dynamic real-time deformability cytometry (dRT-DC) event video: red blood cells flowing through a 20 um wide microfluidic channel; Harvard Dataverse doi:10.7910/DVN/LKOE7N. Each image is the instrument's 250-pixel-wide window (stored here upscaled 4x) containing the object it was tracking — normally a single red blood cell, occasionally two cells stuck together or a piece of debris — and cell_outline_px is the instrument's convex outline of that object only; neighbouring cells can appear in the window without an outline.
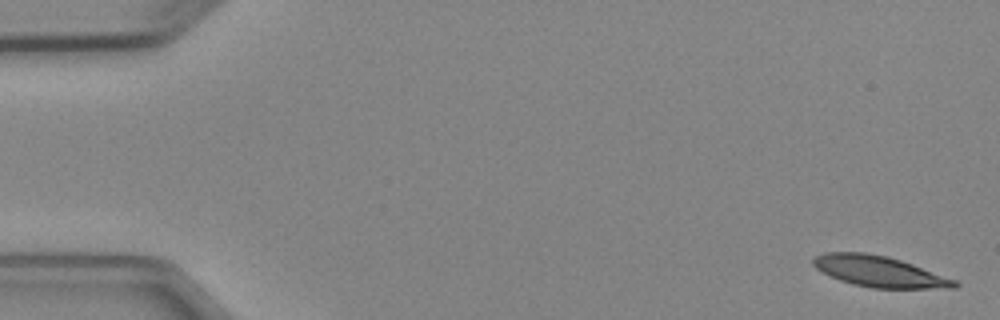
{"species": "Egyptian fruit bat (a non-hibernating species)", "species_latin": "Rousettus aegyptiacus", "temperature_condition": "cold", "stored_images_in_passage": 4, "camera_frame_rate_fps": 3000, "um_per_image_px": 0.085, "animal": {"sex": "female"}, "frame": {"image": 1, "passage_image": 1, "time_ms": 0.0, "image_size_px": [1000, 320], "cell_outline_px": [[960, 284], [956, 288], [872, 288], [852, 284], [840, 280], [816, 268], [812, 264], [812, 260], [816, 256], [824, 252], [864, 252], [888, 256], [912, 264], [956, 280]], "centroid_in_image_um": [74.74, 23.07], "position_along_channel_um": 10.3, "area_um2": 25.32}}